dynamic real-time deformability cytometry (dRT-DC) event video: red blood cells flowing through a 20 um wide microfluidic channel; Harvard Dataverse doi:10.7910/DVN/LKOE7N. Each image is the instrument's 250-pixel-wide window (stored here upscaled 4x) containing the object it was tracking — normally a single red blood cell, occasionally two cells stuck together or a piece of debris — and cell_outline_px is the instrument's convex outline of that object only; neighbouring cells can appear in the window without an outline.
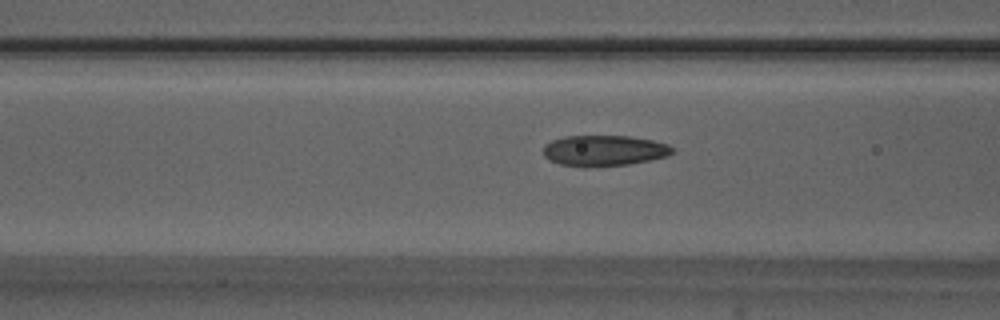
{"species": "Egyptian fruit bat (a non-hibernating species)", "species_latin": "Rousettus aegyptiacus", "temperature_condition": "warm", "stored_images_in_passage": 6, "camera_frame_rate_fps": 3000, "um_per_image_px": 0.085, "animal": {"sex": "male"}, "frame": {"image": 1, "passage_image": 4, "time_ms": 1.0, "image_size_px": [1000, 320], "cell_outline_px": [[672, 152], [668, 156], [628, 164], [592, 168], [584, 168], [560, 164], [544, 156], [544, 144], [552, 140], [564, 136], [628, 136], [652, 140], [668, 144], [672, 148]], "centroid_in_image_um": [51.32, 12.81], "position_along_channel_um": 115.3, "area_um2": 23.24}}